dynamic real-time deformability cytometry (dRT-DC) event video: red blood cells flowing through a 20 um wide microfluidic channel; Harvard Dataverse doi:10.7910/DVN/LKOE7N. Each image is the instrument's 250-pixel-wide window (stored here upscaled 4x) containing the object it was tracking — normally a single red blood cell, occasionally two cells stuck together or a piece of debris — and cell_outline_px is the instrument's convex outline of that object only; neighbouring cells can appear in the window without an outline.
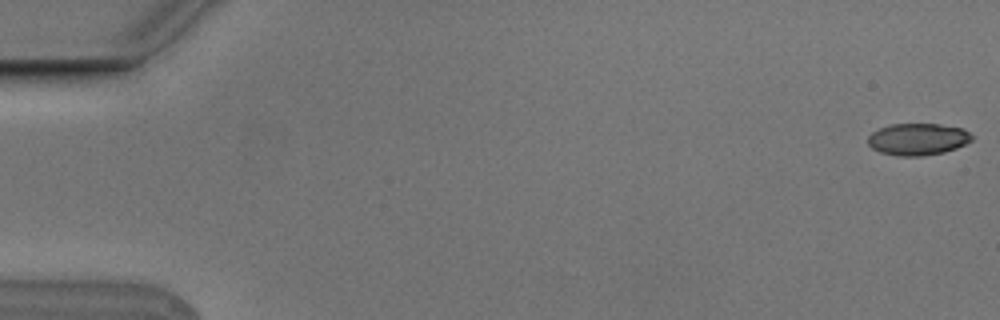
{"species": "Egyptian fruit bat (a non-hibernating species)", "species_latin": "Rousettus aegyptiacus", "temperature_condition": "cold", "stored_images_in_passage": 5, "camera_frame_rate_fps": 3000, "um_per_image_px": 0.085, "animal": {"sex": "male"}, "frame": {"image": 1, "passage_image": 1, "time_ms": 0.0, "image_size_px": [1000, 320], "cell_outline_px": [[972, 140], [956, 148], [944, 152], [920, 156], [900, 156], [880, 152], [872, 148], [868, 144], [868, 136], [872, 132], [880, 128], [892, 124], [940, 124], [960, 128], [968, 132], [972, 136]], "centroid_in_image_um": [77.99, 11.83], "position_along_channel_um": 7.0, "area_um2": 19.13}}
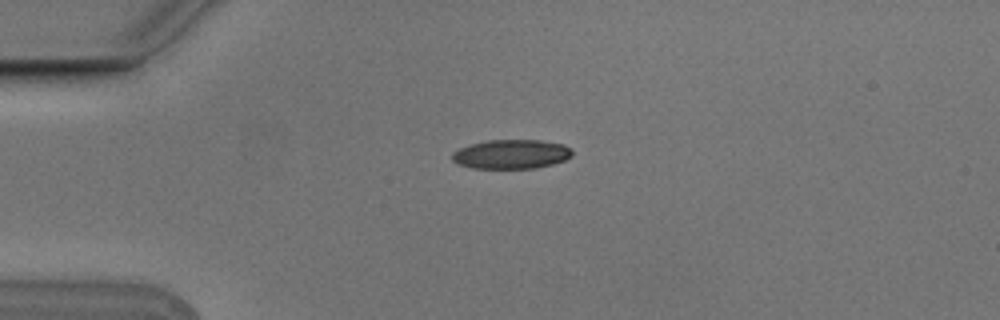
{"frame": {"image": 2, "passage_image": 4, "time_ms": 1.0, "image_size_px": [1000, 320], "cell_outline_px": [[572, 156], [564, 160], [552, 164], [536, 168], [472, 168], [456, 164], [452, 160], [452, 152], [460, 148], [472, 144], [488, 140], [540, 140], [564, 144], [572, 148]], "centroid_in_image_um": [43.47, 13.1], "position_along_channel_um": 41.5, "area_um2": 20.52}}